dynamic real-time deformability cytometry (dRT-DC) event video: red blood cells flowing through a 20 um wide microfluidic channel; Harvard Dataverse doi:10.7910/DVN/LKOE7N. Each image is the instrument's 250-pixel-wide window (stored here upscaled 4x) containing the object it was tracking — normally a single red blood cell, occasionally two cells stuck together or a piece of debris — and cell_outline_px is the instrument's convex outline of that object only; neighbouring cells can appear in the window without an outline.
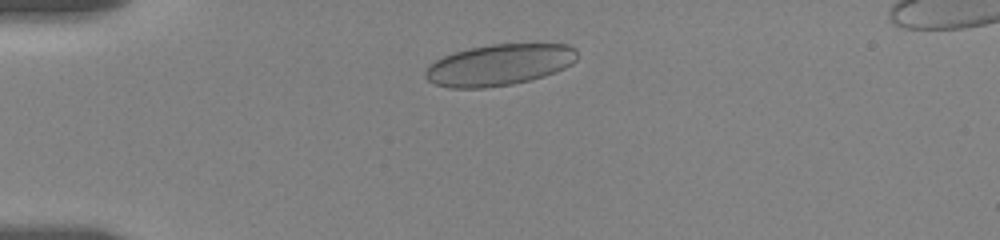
{"species": "human", "species_latin": "Homo sapiens", "temperature_condition": "room temperature", "stored_images_in_passage": 47, "camera_frame_rate_fps": 3000, "um_per_image_px": 0.085, "donor": {"sex": "female"}, "frame": {"image": 1, "passage_image": 6, "time_ms": 1.667, "image_size_px": [1000, 240], "cell_outline_px": [[576, 60], [572, 64], [556, 72], [544, 76], [512, 84], [484, 88], [448, 88], [436, 84], [428, 80], [424, 76], [424, 72], [428, 64], [444, 56], [468, 48], [492, 44], [568, 44], [576, 48]], "centroid_in_image_um": [42.42, 5.51], "position_along_channel_um": 42.6, "area_um2": 36.59}}
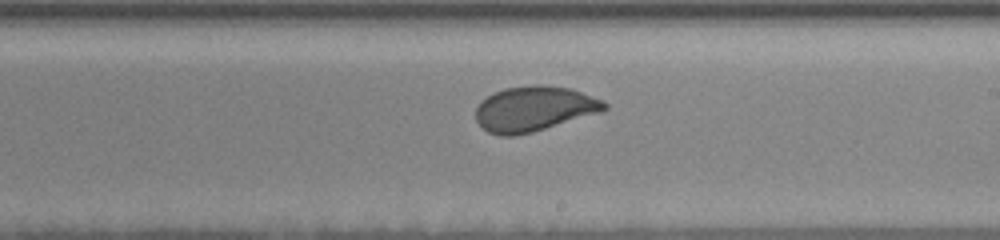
{"frame": {"image": 2, "passage_image": 24, "time_ms": 7.667, "image_size_px": [1000, 240], "cell_outline_px": [[608, 108], [600, 112], [532, 132], [512, 136], [500, 136], [488, 132], [476, 120], [476, 108], [480, 100], [504, 88], [532, 84], [540, 84], [572, 88], [604, 100], [608, 104]], "centroid_in_image_um": [45.41, 9.23], "position_along_channel_um": 243.6, "area_um2": 33.87}}
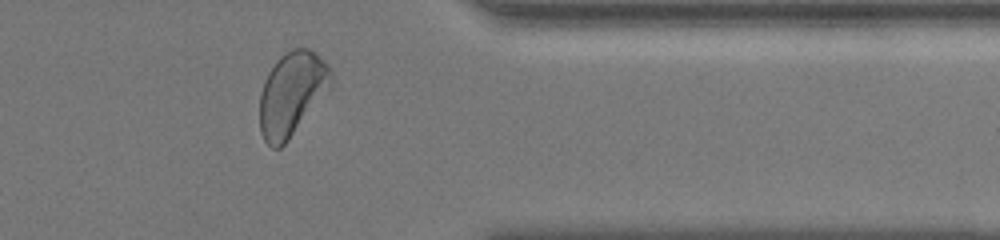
{"frame": {"image": 3, "passage_image": 37, "time_ms": 12.0, "image_size_px": [1000, 240], "cell_outline_px": [[332, 88], [288, 140], [280, 148], [272, 148], [264, 140], [260, 132], [260, 92], [264, 80], [268, 72], [276, 60], [280, 56], [292, 48], [308, 48], [324, 60], [328, 64], [332, 80]], "centroid_in_image_um": [24.81, 7.97], "position_along_channel_um": 386.6, "area_um2": 35.03}, "authors_computed_cell_mechanics": {"area_um2": 34.7956, "velocity_mm_per_s": 3.4914, "shape_relaxation_time_tau1_ms": 2.8229, "shape_relaxation_time_tau2_ms": null, "deformation_change_tau1": 0.0901, "deformation_change_tau2": null}}